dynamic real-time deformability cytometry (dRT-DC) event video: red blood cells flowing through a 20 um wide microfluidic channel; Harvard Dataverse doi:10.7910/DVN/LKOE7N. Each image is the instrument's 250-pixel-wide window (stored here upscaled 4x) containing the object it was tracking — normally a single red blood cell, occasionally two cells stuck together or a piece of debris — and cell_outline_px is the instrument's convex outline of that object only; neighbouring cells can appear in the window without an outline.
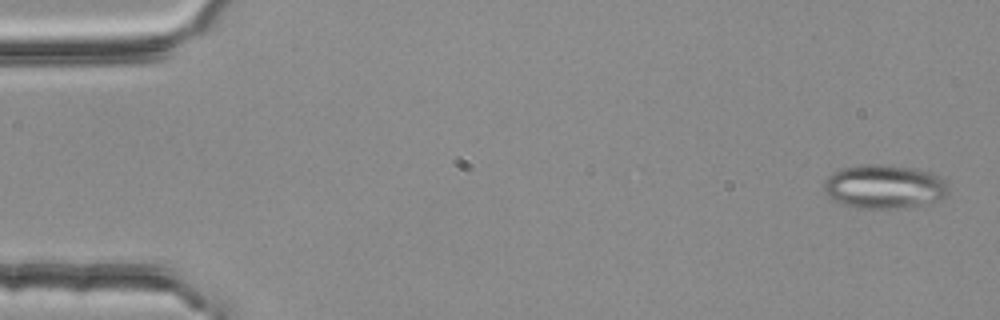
{"species": "common noctule bat (a hibernating species)", "species_latin": "Nyctalus noctula", "temperature_condition": "room temperature", "stored_images_in_passage": 5, "camera_frame_rate_fps": 3000, "um_per_image_px": 0.085, "animal": {"sex": "female", "body_mass_g": 25.1}, "frame": {"image": 1, "passage_image": 1, "time_ms": 0.0, "image_size_px": [1000, 320], "cell_outline_px": [[948, 192], [940, 200], [916, 204], [888, 208], [856, 208], [832, 200], [828, 196], [824, 188], [824, 180], [832, 172], [840, 168], [860, 164], [880, 164], [916, 168], [940, 176], [948, 184]], "centroid_in_image_um": [75.11, 15.83], "position_along_channel_um": 9.9, "area_um2": 31.67}}